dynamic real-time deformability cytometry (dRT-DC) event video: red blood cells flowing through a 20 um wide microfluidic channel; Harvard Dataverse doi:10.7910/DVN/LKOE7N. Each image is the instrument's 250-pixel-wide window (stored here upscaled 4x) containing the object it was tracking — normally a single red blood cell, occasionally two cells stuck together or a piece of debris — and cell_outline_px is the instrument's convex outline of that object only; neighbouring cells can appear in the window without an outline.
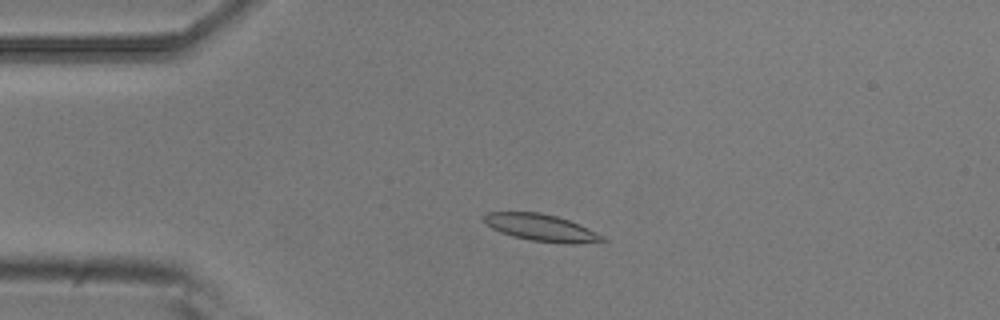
{"species": "common noctule bat (a hibernating species)", "species_latin": "Nyctalus noctula", "temperature_condition": "room temperature", "stored_images_in_passage": 3, "camera_frame_rate_fps": 3000, "um_per_image_px": 0.085, "animal": {"sex": "male", "body_mass_g": 20.5, "forearm_length_mm": 52.5}, "frame": {"image": 1, "passage_image": 2, "time_ms": 0.333, "image_size_px": [1000, 320], "cell_outline_px": [[608, 240], [572, 244], [568, 244], [532, 240], [512, 236], [500, 232], [492, 228], [480, 216], [488, 212], [540, 212], [556, 216], [580, 224], [604, 236]], "centroid_in_image_um": [45.99, 19.34], "position_along_channel_um": 39.0, "area_um2": 18.5}}